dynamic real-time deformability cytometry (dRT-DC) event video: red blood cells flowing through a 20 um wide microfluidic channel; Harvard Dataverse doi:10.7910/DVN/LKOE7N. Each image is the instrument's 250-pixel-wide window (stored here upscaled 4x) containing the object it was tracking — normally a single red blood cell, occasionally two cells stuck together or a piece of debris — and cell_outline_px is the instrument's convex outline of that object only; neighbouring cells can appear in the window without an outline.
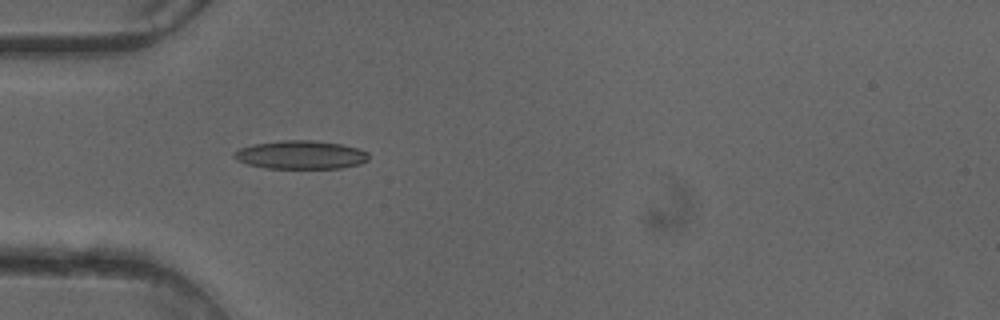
{"species": "common noctule bat (a hibernating species)", "species_latin": "Nyctalus noctula", "temperature_condition": "cold", "stored_images_in_passage": 36, "camera_frame_rate_fps": 3000, "um_per_image_px": 0.085, "animal": {"sex": "female"}, "frame": {"image": 1, "passage_image": 1, "time_ms": 0.0, "image_size_px": [1000, 320], "cell_outline_px": [[368, 160], [360, 164], [340, 168], [264, 168], [248, 164], [236, 160], [232, 156], [232, 152], [240, 148], [252, 144], [280, 140], [316, 140], [340, 144], [356, 148], [368, 152]], "centroid_in_image_um": [25.52, 13.15], "position_along_channel_um": 59.5, "area_um2": 22.43}}
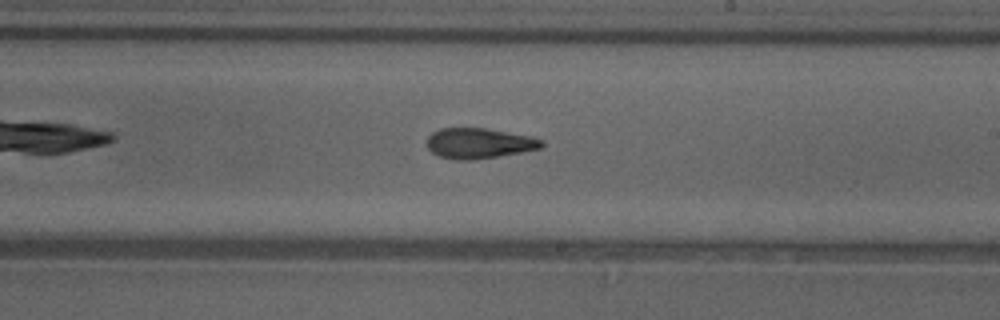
{"frame": {"image": 2, "passage_image": 15, "time_ms": 4.667, "image_size_px": [1000, 320], "cell_outline_px": [[544, 148], [472, 160], [460, 160], [440, 156], [432, 152], [428, 148], [428, 136], [432, 132], [440, 128], [484, 128], [532, 136], [544, 140]], "centroid_in_image_um": [40.75, 12.17], "position_along_channel_um": 248.2, "area_um2": 20.23}}
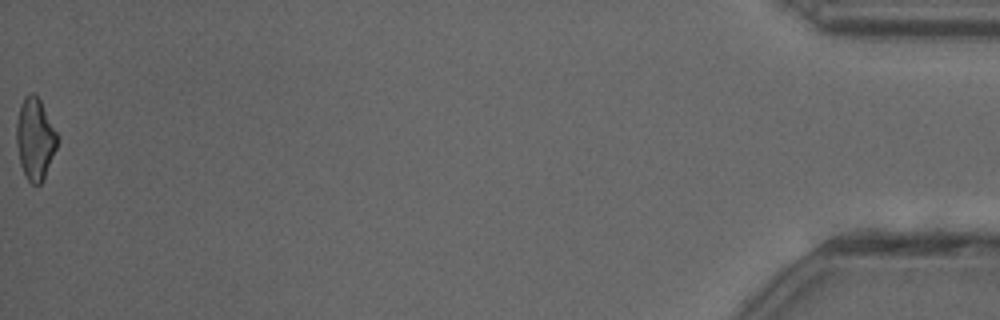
{"frame": {"image": 3, "passage_image": 36, "time_ms": 11.667, "image_size_px": [1000, 320], "cell_outline_px": [[60, 140], [44, 176], [40, 184], [32, 184], [28, 180], [20, 164], [16, 144], [16, 124], [20, 104], [24, 96], [28, 92], [32, 92], [40, 100], [60, 136]], "centroid_in_image_um": [2.99, 11.76], "position_along_channel_um": 432.2, "area_um2": 19.59}, "authors_computed_cell_mechanics": {"area_um2": 20.2878, "velocity_mm_per_s": 4.1095, "shape_relaxation_time_tau1_ms": null, "shape_relaxation_time_tau2_ms": 2.8155, "deformation_change_tau1": null, "deformation_change_tau2": 0.1062}}